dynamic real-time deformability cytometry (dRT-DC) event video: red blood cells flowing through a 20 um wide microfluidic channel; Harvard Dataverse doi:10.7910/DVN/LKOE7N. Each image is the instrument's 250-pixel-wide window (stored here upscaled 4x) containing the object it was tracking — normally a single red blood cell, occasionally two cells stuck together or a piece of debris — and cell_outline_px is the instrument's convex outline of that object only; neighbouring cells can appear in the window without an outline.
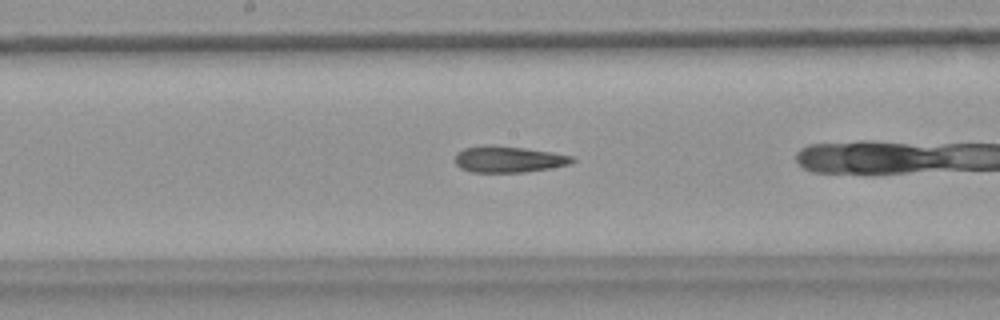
{"species": "common noctule bat (a hibernating species)", "species_latin": "Nyctalus noctula", "temperature_condition": "warm", "stored_images_in_passage": 21, "camera_frame_rate_fps": 3000, "um_per_image_px": 0.085, "animal": {"sex": "female", "body_mass_g": 18.4}, "frame": {"image": 1, "passage_image": 7, "time_ms": 2.0, "image_size_px": [1000, 320], "cell_outline_px": [[576, 160], [568, 164], [548, 168], [524, 172], [472, 172], [460, 168], [456, 164], [456, 152], [464, 148], [484, 144], [524, 148], [552, 152], [572, 156]], "centroid_in_image_um": [43.18, 13.53], "position_along_channel_um": 205.0, "area_um2": 17.86}}
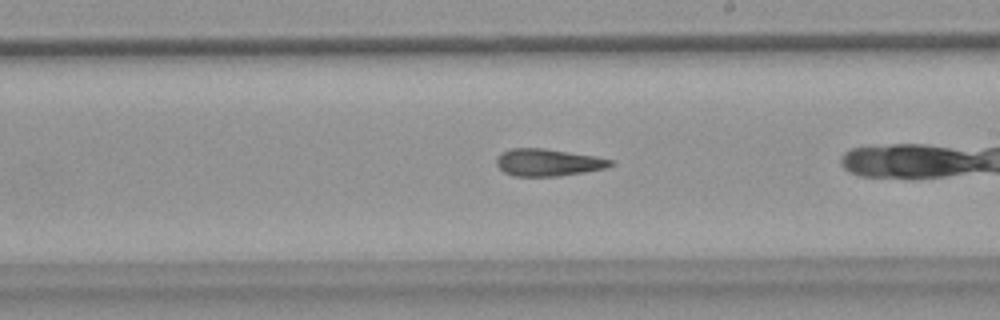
{"frame": {"image": 2, "passage_image": 10, "time_ms": 3.0, "image_size_px": [1000, 320], "cell_outline_px": [[616, 164], [604, 168], [584, 172], [560, 176], [512, 176], [504, 172], [496, 164], [496, 156], [512, 148], [544, 148], [596, 156], [616, 160]], "centroid_in_image_um": [46.62, 13.81], "position_along_channel_um": 242.4, "area_um2": 18.21}}